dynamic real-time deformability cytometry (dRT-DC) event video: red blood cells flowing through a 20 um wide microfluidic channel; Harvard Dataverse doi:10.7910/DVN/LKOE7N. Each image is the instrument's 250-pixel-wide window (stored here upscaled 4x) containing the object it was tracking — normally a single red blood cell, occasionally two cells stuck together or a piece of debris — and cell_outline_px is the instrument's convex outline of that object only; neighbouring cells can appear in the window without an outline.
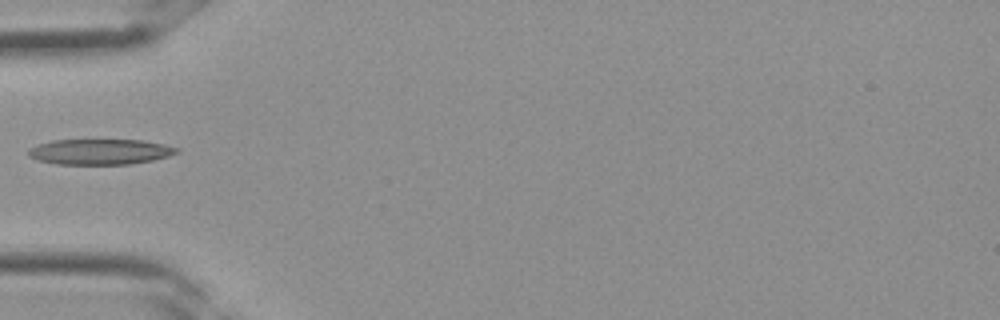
{"species": "Egyptian fruit bat (a non-hibernating species)", "species_latin": "Rousettus aegyptiacus", "temperature_condition": "room temperature", "stored_images_in_passage": 3, "camera_frame_rate_fps": 3000, "um_per_image_px": 0.085, "frame": {"image": 1, "passage_image": 3, "time_ms": 0.667, "image_size_px": [1000, 320], "cell_outline_px": [[180, 152], [168, 156], [152, 160], [128, 164], [56, 164], [36, 160], [28, 156], [28, 148], [52, 140], [144, 140], [164, 144], [180, 148]], "centroid_in_image_um": [8.5, 12.9], "position_along_channel_um": 76.5, "area_um2": 22.14}}